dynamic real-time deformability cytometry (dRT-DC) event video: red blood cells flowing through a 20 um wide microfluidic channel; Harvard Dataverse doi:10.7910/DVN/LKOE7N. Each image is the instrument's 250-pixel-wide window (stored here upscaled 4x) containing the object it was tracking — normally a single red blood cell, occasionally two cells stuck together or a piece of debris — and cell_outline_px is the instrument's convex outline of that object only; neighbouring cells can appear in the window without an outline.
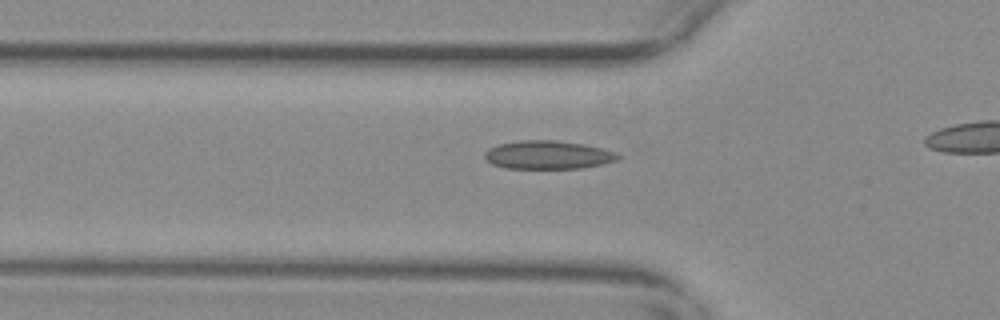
{"species": "common noctule bat (a hibernating species)", "species_latin": "Nyctalus noctula", "temperature_condition": "warm", "stored_images_in_passage": 30, "camera_frame_rate_fps": 3000, "um_per_image_px": 0.085, "animal": {"sex": "female", "body_mass_g": 29.2, "forearm_length_mm": 56.3}, "frame": {"image": 1, "passage_image": 11, "time_ms": 3.333, "image_size_px": [1000, 320], "cell_outline_px": [[620, 156], [616, 160], [600, 164], [580, 168], [504, 168], [492, 164], [484, 156], [484, 152], [488, 148], [500, 144], [520, 140], [556, 140], [584, 144], [616, 152]], "centroid_in_image_um": [46.54, 13.16], "position_along_channel_um": 79.3, "area_um2": 21.85}}
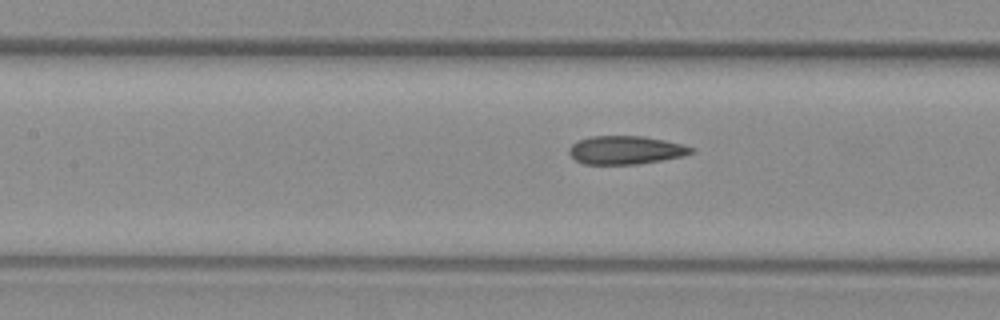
{"frame": {"image": 2, "passage_image": 17, "time_ms": 5.333, "image_size_px": [1000, 320], "cell_outline_px": [[696, 152], [684, 156], [636, 164], [584, 164], [576, 160], [568, 152], [568, 148], [572, 144], [580, 140], [592, 136], [644, 136], [684, 144], [692, 148]], "centroid_in_image_um": [53.2, 12.75], "position_along_channel_um": 154.2, "area_um2": 20.11}}
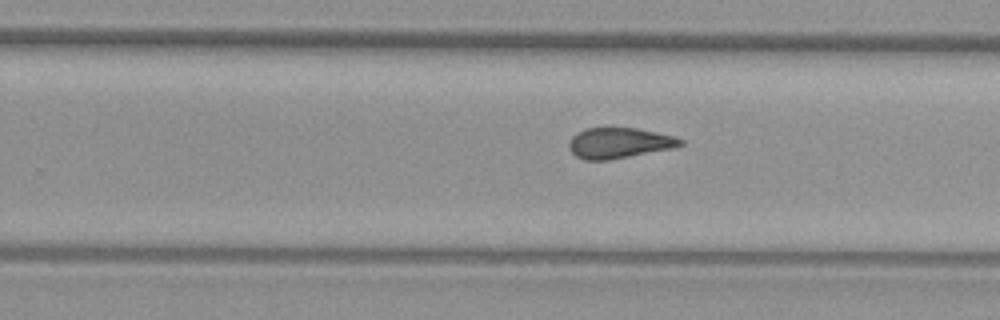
{"frame": {"image": 3, "passage_image": 27, "time_ms": 8.667, "image_size_px": [1000, 320], "cell_outline_px": [[684, 144], [672, 148], [608, 160], [584, 160], [576, 156], [568, 148], [568, 144], [572, 136], [576, 132], [584, 128], [636, 128], [656, 132], [672, 136], [684, 140]], "centroid_in_image_um": [52.58, 12.15], "position_along_channel_um": 277.2, "area_um2": 19.77}}